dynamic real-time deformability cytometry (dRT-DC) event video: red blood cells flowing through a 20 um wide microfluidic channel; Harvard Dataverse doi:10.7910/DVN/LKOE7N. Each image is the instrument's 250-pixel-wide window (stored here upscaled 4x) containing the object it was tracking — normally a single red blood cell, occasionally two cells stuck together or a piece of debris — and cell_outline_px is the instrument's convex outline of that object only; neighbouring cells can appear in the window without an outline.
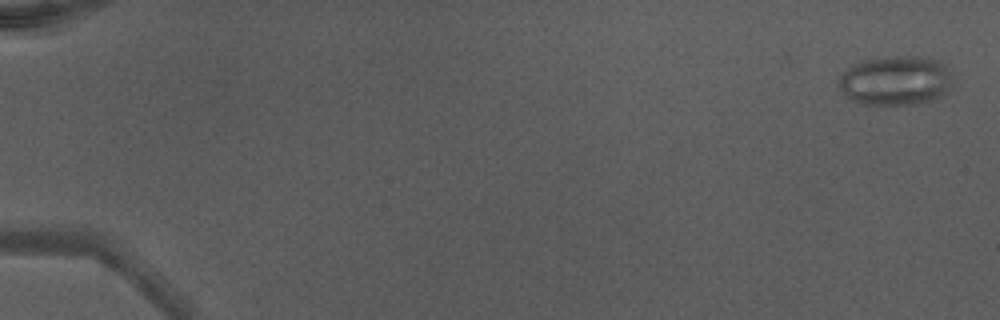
{"species": "Egyptian fruit bat (a non-hibernating species)", "species_latin": "Rousettus aegyptiacus", "temperature_condition": "warm", "stored_images_in_passage": 50, "camera_frame_rate_fps": 3000, "um_per_image_px": 0.085, "animal": {"sex": "male"}, "frame": {"image": 1, "passage_image": 2, "time_ms": 0.333, "image_size_px": [1000, 320], "cell_outline_px": [[948, 88], [940, 96], [932, 100], [916, 104], [860, 104], [852, 100], [840, 88], [840, 76], [848, 68], [864, 60], [884, 56], [920, 56], [940, 60], [944, 64], [948, 72]], "centroid_in_image_um": [76.1, 6.83], "position_along_channel_um": 8.9, "area_um2": 32.25}}
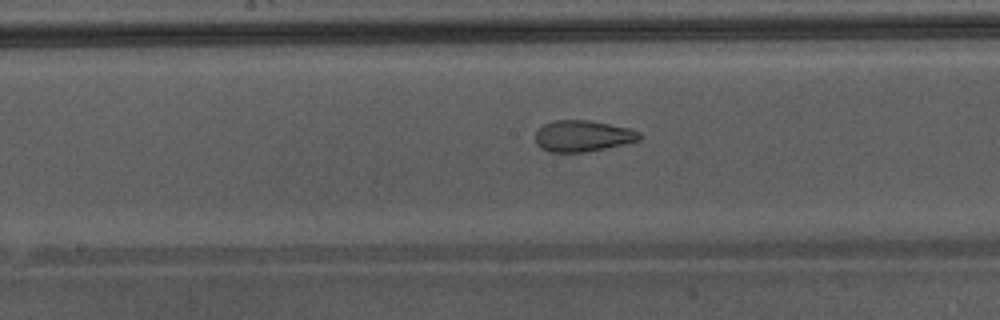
{"frame": {"image": 2, "passage_image": 28, "time_ms": 9.0, "image_size_px": [1000, 320], "cell_outline_px": [[644, 136], [640, 140], [608, 148], [584, 152], [548, 152], [540, 148], [536, 144], [536, 132], [544, 124], [556, 120], [588, 120], [628, 128], [640, 132]], "centroid_in_image_um": [49.55, 11.57], "position_along_channel_um": 198.7, "area_um2": 19.02}}
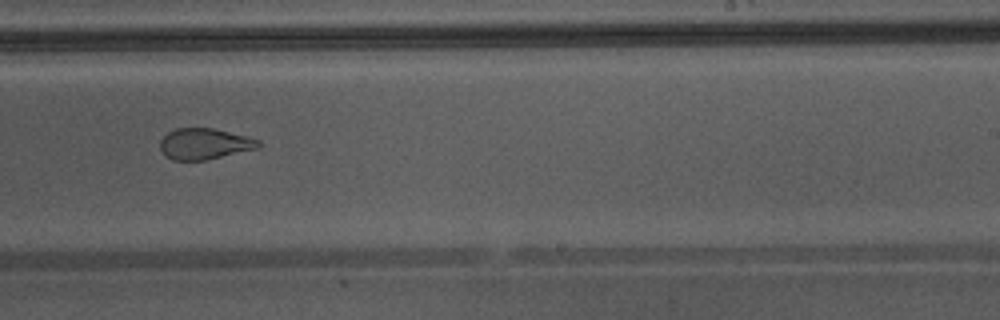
{"frame": {"image": 3, "passage_image": 33, "time_ms": 10.667, "image_size_px": [1000, 320], "cell_outline_px": [[260, 144], [256, 148], [204, 160], [172, 160], [160, 148], [160, 140], [168, 132], [176, 128], [212, 128], [248, 136], [260, 140]], "centroid_in_image_um": [17.37, 12.21], "position_along_channel_um": 271.6, "area_um2": 17.46}, "authors_computed_cell_mechanics": {"area_um2": 24.0448, "velocity_mm_per_s": 4.3932, "shape_relaxation_time_tau1_ms": null, "shape_relaxation_time_tau2_ms": 0.9613, "deformation_change_tau1": null, "deformation_change_tau2": 0.0815}}